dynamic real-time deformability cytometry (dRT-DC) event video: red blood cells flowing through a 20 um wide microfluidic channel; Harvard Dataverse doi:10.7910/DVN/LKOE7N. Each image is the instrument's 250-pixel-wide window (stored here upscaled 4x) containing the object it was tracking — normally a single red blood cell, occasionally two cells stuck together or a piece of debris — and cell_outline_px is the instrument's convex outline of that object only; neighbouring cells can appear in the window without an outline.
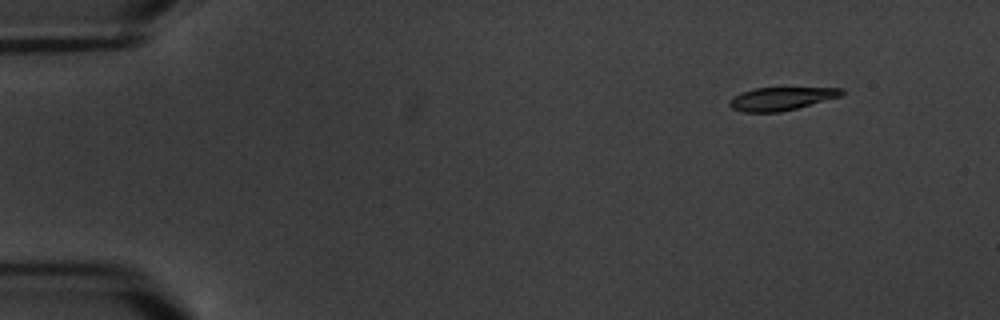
{"species": "common noctule bat (a hibernating species)", "species_latin": "Nyctalus noctula", "temperature_condition": "warm", "stored_images_in_passage": 7, "camera_frame_rate_fps": 3000, "um_per_image_px": 0.085, "animal": {"sex": "male", "body_mass_g": 20.1, "forearm_length_mm": 53.5}, "frame": {"image": 1, "passage_image": 2, "time_ms": 1.0, "image_size_px": [1000, 320], "cell_outline_px": [[844, 92], [840, 96], [796, 108], [780, 112], [744, 112], [732, 108], [728, 104], [728, 100], [732, 96], [756, 88], [844, 88]], "centroid_in_image_um": [66.36, 8.39], "position_along_channel_um": 18.6, "area_um2": 14.85}}
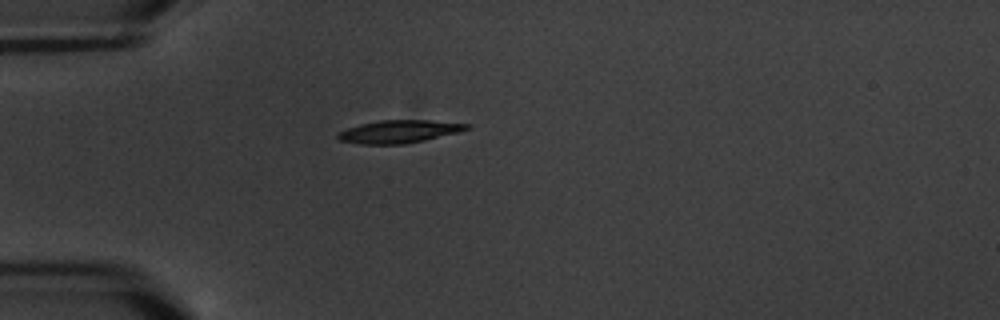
{"frame": {"image": 2, "passage_image": 5, "time_ms": 4.667, "image_size_px": [1000, 320], "cell_outline_px": [[472, 128], [460, 132], [424, 140], [404, 144], [360, 144], [340, 140], [336, 136], [340, 132], [348, 128], [360, 124], [380, 120], [432, 120], [472, 124]], "centroid_in_image_um": [34.0, 11.17], "position_along_channel_um": 51.0, "area_um2": 17.17}}